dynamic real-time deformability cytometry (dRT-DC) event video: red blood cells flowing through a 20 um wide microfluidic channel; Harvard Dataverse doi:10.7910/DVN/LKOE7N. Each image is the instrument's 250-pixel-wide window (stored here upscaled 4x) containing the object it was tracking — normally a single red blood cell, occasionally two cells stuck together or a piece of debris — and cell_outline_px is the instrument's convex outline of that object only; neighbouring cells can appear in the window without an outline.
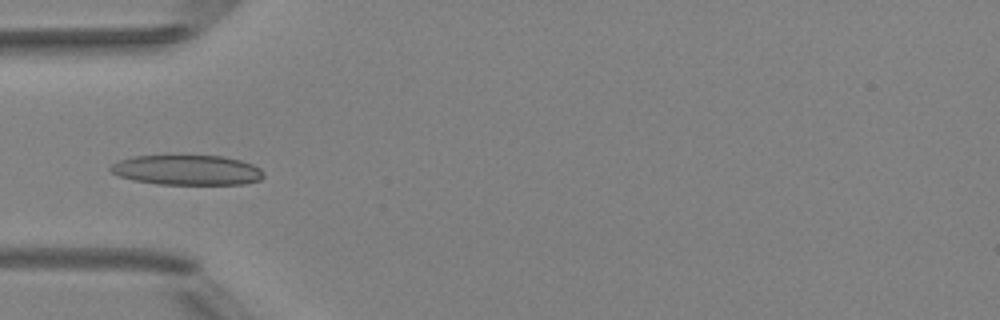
{"species": "Egyptian fruit bat (a non-hibernating species)", "species_latin": "Rousettus aegyptiacus", "temperature_condition": "room temperature", "stored_images_in_passage": 5, "camera_frame_rate_fps": 3000, "um_per_image_px": 0.085, "animal": {"sex": "female"}, "frame": {"image": 1, "passage_image": 5, "time_ms": 4.333, "image_size_px": [1000, 320], "cell_outline_px": [[264, 176], [260, 180], [244, 184], [156, 184], [132, 180], [120, 176], [112, 172], [108, 168], [112, 164], [120, 160], [136, 156], [168, 152], [224, 156], [240, 160], [252, 164], [260, 168], [264, 172]], "centroid_in_image_um": [15.88, 14.4], "position_along_channel_um": 69.1, "area_um2": 27.98}}